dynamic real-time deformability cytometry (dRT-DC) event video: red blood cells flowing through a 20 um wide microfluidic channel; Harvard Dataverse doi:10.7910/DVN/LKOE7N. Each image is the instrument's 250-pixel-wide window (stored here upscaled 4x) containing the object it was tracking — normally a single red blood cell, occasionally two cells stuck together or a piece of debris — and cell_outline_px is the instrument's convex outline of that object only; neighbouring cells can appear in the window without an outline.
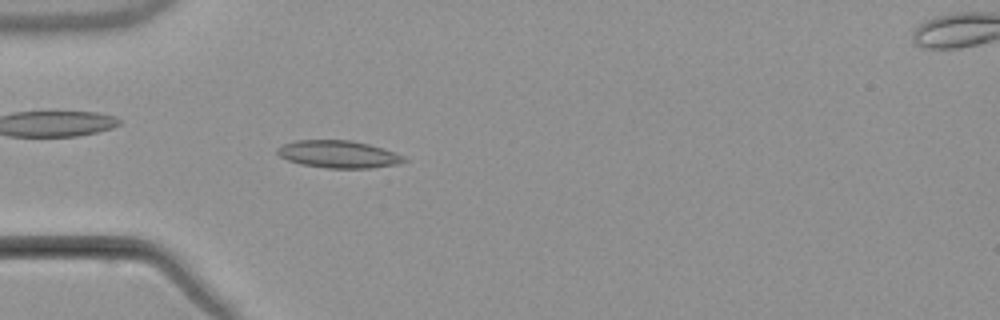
{"species": "common noctule bat (a hibernating species)", "species_latin": "Nyctalus noctula", "temperature_condition": "warm", "stored_images_in_passage": 5, "camera_frame_rate_fps": 3000, "um_per_image_px": 0.085, "animal": {"sex": "male", "body_mass_g": 21.5, "forearm_length_mm": 52.0}, "frame": {"image": 1, "passage_image": 4, "time_ms": 3.667, "image_size_px": [1000, 320], "cell_outline_px": [[408, 160], [396, 164], [372, 168], [328, 168], [300, 164], [288, 160], [280, 156], [276, 152], [276, 148], [284, 144], [296, 140], [352, 140], [368, 144], [396, 152], [404, 156]], "centroid_in_image_um": [28.77, 13.11], "position_along_channel_um": 56.2, "area_um2": 20.23}}